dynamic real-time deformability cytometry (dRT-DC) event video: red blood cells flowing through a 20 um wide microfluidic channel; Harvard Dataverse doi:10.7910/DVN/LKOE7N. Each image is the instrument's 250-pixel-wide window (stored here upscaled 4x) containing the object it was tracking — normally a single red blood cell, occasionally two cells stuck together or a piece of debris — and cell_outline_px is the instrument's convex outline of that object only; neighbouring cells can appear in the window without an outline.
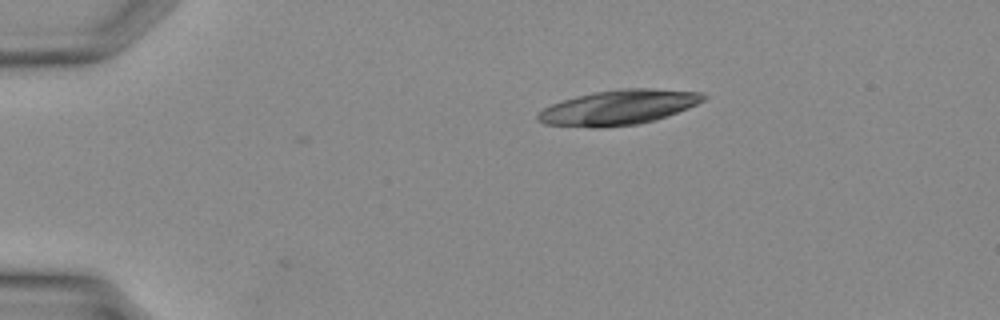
{"species": "Egyptian fruit bat (a non-hibernating species)", "species_latin": "Rousettus aegyptiacus", "temperature_condition": "warm", "stored_images_in_passage": 8, "camera_frame_rate_fps": 3000, "um_per_image_px": 0.085, "animal": {"sex": "female"}, "frame": {"image": 1, "passage_image": 1, "time_ms": 0.0, "image_size_px": [1000, 320], "cell_outline_px": [[708, 96], [704, 100], [688, 108], [652, 120], [636, 124], [600, 128], [592, 128], [544, 124], [536, 120], [536, 116], [544, 108], [552, 104], [576, 96], [596, 92], [620, 88], [648, 88], [700, 92]], "centroid_in_image_um": [52.54, 9.13], "position_along_channel_um": 32.5, "area_um2": 33.35}}
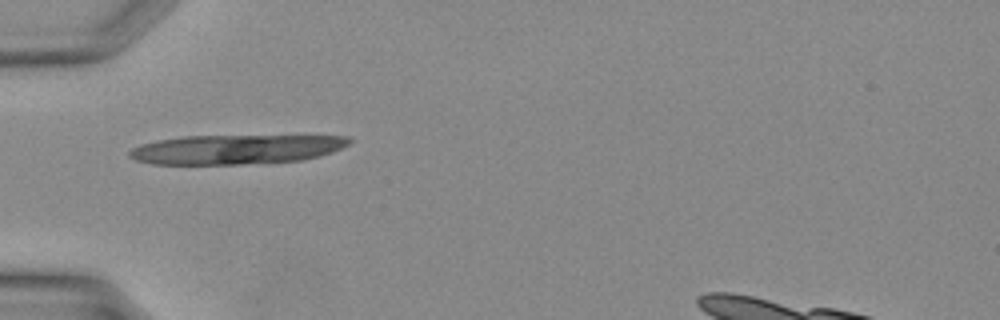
{"frame": {"image": 2, "passage_image": 6, "time_ms": 1.667, "image_size_px": [1000, 320], "cell_outline_px": [[352, 140], [348, 144], [332, 152], [320, 156], [304, 160], [244, 164], [152, 164], [136, 160], [128, 156], [128, 152], [132, 148], [140, 144], [156, 140], [184, 136], [348, 136]], "centroid_in_image_um": [20.02, 12.7], "position_along_channel_um": 65.0, "area_um2": 37.69}}